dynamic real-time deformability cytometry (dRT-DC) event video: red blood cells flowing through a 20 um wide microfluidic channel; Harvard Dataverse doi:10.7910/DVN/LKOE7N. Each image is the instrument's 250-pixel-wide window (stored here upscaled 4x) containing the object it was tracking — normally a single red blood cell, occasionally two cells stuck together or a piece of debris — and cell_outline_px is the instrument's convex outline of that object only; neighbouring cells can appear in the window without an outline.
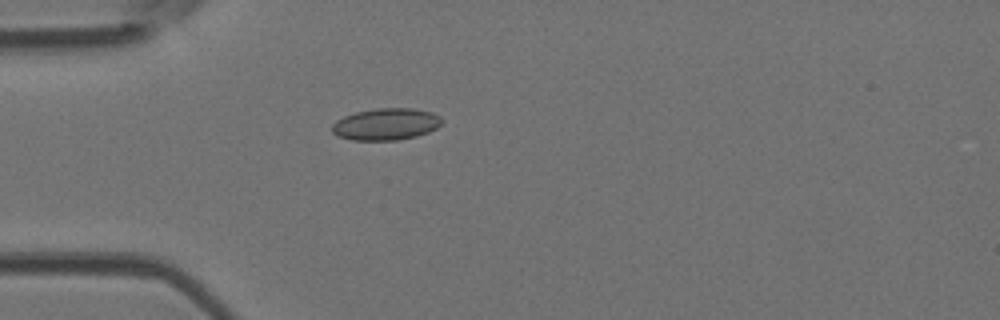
{"species": "Egyptian fruit bat (a non-hibernating species)", "species_latin": "Rousettus aegyptiacus", "temperature_condition": "room temperature", "stored_images_in_passage": 33, "camera_frame_rate_fps": 3000, "um_per_image_px": 0.085, "animal": {"sex": "female"}, "frame": {"image": 1, "passage_image": 1, "time_ms": 0.0, "image_size_px": [1000, 320], "cell_outline_px": [[444, 120], [436, 128], [428, 132], [416, 136], [396, 140], [352, 140], [336, 136], [332, 132], [332, 124], [336, 120], [344, 116], [356, 112], [376, 108], [412, 108], [432, 112], [440, 116]], "centroid_in_image_um": [32.8, 10.55], "position_along_channel_um": 52.2, "area_um2": 20.46}}
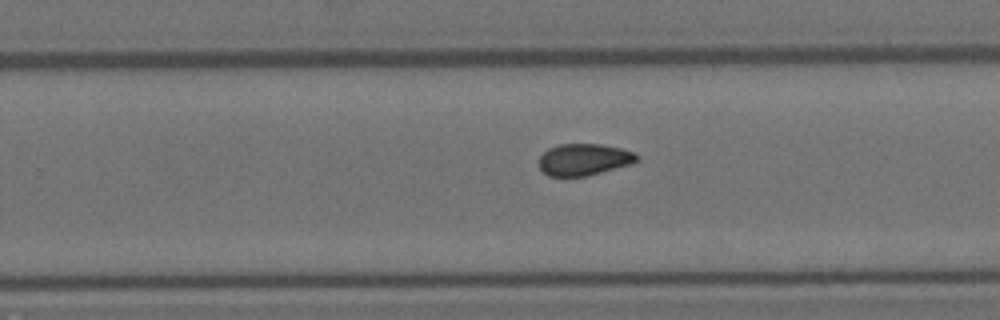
{"frame": {"image": 2, "passage_image": 18, "time_ms": 5.667, "image_size_px": [1000, 320], "cell_outline_px": [[640, 156], [632, 164], [584, 176], [548, 176], [540, 168], [540, 156], [548, 148], [560, 144], [600, 144], [620, 148], [632, 152]], "centroid_in_image_um": [49.62, 13.55], "position_along_channel_um": 280.2, "area_um2": 17.86}}
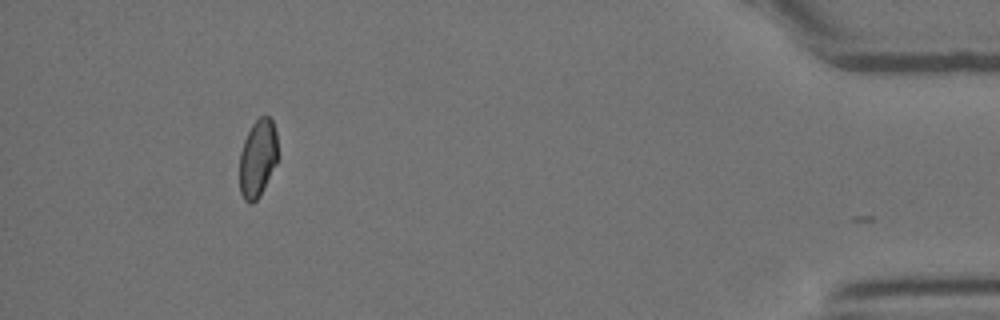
{"frame": {"image": 3, "passage_image": 32, "time_ms": 10.333, "image_size_px": [1000, 320], "cell_outline_px": [[280, 156], [260, 196], [252, 204], [248, 204], [244, 200], [240, 192], [240, 152], [244, 140], [252, 124], [260, 116], [268, 116], [272, 120], [276, 132]], "centroid_in_image_um": [21.93, 13.46], "position_along_channel_um": 413.3, "area_um2": 17.69}, "authors_computed_cell_mechanics": {"area_um2": 18.496, "velocity_mm_per_s": 4.1884, "shape_relaxation_time_tau1_ms": null, "shape_relaxation_time_tau2_ms": 2.686, "deformation_change_tau1": null, "deformation_change_tau2": 0.0602}}